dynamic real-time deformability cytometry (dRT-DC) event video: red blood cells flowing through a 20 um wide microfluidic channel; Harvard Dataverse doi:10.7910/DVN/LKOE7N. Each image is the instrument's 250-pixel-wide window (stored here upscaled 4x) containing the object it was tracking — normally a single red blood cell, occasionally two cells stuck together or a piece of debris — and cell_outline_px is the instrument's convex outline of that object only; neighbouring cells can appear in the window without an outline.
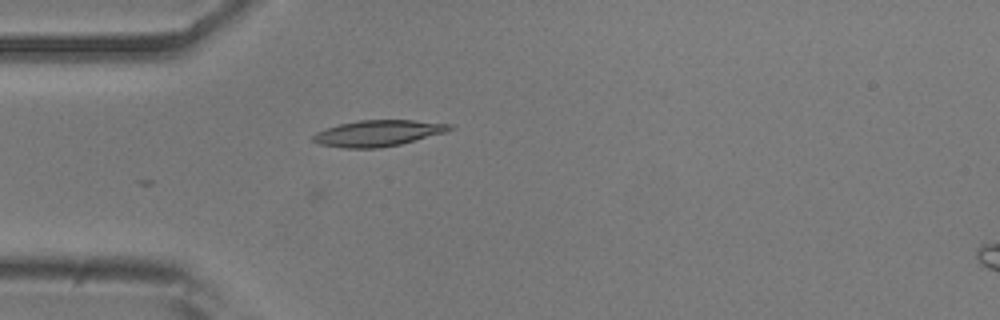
{"species": "common noctule bat (a hibernating species)", "species_latin": "Nyctalus noctula", "temperature_condition": "room temperature", "stored_images_in_passage": 10, "camera_frame_rate_fps": 3000, "um_per_image_px": 0.085, "animal": {"sex": "male", "body_mass_g": 20.5, "forearm_length_mm": 52.5}, "frame": {"image": 1, "passage_image": 7, "time_ms": 2.0, "image_size_px": [1000, 320], "cell_outline_px": [[456, 128], [444, 132], [400, 144], [376, 148], [344, 148], [320, 144], [312, 140], [312, 136], [316, 132], [340, 124], [360, 120], [412, 120], [452, 124]], "centroid_in_image_um": [32.13, 11.32], "position_along_channel_um": 52.9, "area_um2": 20.52}}
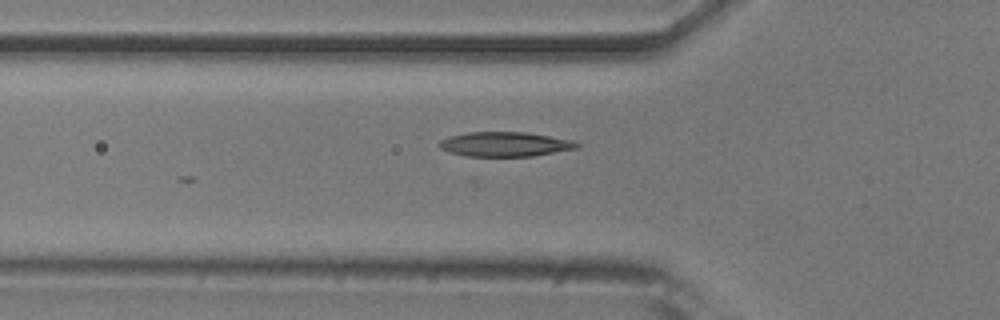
{"frame": {"image": 2, "passage_image": 10, "time_ms": 3.0, "image_size_px": [1000, 320], "cell_outline_px": [[580, 148], [532, 156], [468, 156], [452, 152], [440, 148], [436, 144], [440, 140], [448, 136], [468, 132], [524, 132], [572, 140], [580, 144]], "centroid_in_image_um": [42.92, 12.25], "position_along_channel_um": 82.9, "area_um2": 19.65}}